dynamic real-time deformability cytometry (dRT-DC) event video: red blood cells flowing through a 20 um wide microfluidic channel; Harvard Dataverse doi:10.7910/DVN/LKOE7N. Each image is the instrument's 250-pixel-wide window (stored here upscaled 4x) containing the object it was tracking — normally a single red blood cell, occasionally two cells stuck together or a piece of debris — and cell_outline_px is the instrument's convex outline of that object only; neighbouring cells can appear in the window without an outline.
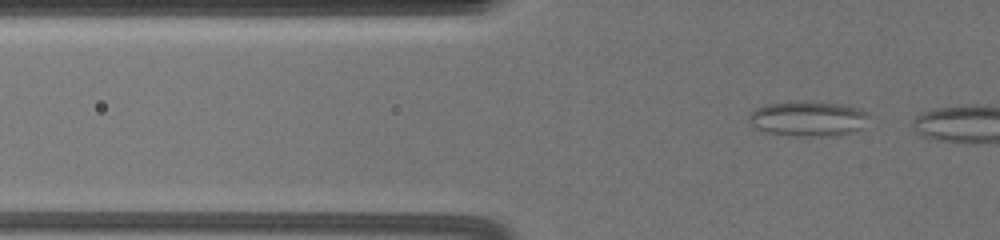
{"species": "common noctule bat (a hibernating species)", "species_latin": "Nyctalus noctula", "temperature_condition": "warm", "stored_images_in_passage": 7, "camera_frame_rate_fps": 3000, "um_per_image_px": 0.085, "animal": {"sex": "female", "body_mass_g": 19.5, "forearm_length_mm": 54.1}, "frame": {"image": 1, "passage_image": 3, "time_ms": 0.667, "image_size_px": [1000, 240], "cell_outline_px": [[868, 116], [864, 128], [852, 132], [820, 136], [800, 136], [764, 132], [756, 128], [748, 120], [748, 116], [756, 108], [764, 104], [804, 100], [844, 104], [860, 108], [868, 112]], "centroid_in_image_um": [68.69, 10.06], "position_along_channel_um": 57.1, "area_um2": 24.8}}